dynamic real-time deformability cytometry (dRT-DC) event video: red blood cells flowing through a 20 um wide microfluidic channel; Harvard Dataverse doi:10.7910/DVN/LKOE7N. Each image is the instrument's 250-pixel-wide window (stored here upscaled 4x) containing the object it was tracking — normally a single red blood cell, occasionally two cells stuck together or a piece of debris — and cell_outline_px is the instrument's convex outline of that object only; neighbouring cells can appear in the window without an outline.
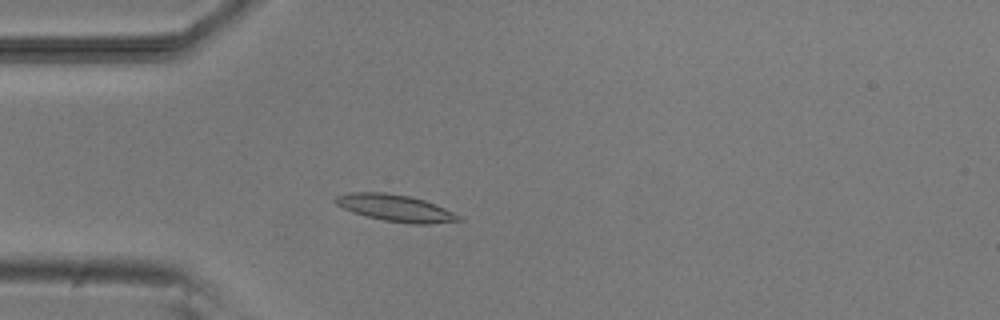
{"species": "common noctule bat (a hibernating species)", "species_latin": "Nyctalus noctula", "temperature_condition": "room temperature", "stored_images_in_passage": 4, "camera_frame_rate_fps": 3000, "um_per_image_px": 0.085, "animal": {"sex": "male", "body_mass_g": 20.5, "forearm_length_mm": 52.5}, "frame": {"image": 1, "passage_image": 4, "time_ms": 3.333, "image_size_px": [1000, 320], "cell_outline_px": [[464, 220], [428, 224], [412, 224], [384, 220], [352, 212], [336, 204], [332, 200], [336, 196], [348, 192], [384, 192], [408, 196], [424, 200], [444, 208], [460, 216]], "centroid_in_image_um": [33.58, 17.67], "position_along_channel_um": 51.4, "area_um2": 19.07}}